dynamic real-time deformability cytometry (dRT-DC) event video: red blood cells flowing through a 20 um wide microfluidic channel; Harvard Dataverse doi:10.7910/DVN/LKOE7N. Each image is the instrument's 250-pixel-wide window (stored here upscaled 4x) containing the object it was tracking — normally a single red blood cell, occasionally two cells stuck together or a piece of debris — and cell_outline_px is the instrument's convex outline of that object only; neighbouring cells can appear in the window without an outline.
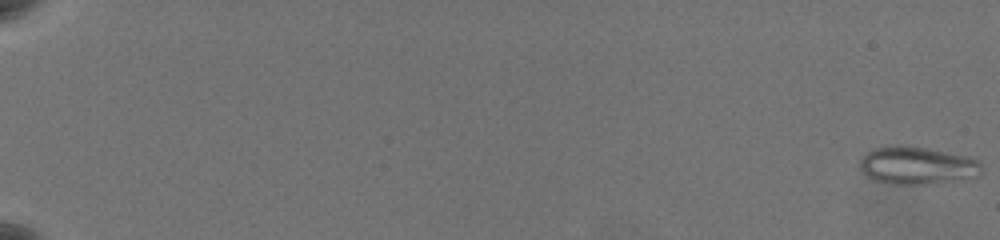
{"species": "common noctule bat (a hibernating species)", "species_latin": "Nyctalus noctula", "temperature_condition": "warm", "stored_images_in_passage": 64, "camera_frame_rate_fps": 3000, "um_per_image_px": 0.085, "animal": {"sex": "female", "body_mass_g": 19.5, "forearm_length_mm": 54.1}, "frame": {"image": 1, "passage_image": 1, "time_ms": 0.0, "image_size_px": [1000, 240], "cell_outline_px": [[980, 176], [928, 184], [892, 184], [872, 180], [860, 172], [860, 160], [868, 152], [876, 148], [924, 148], [968, 156], [976, 160], [980, 164]], "centroid_in_image_um": [77.94, 14.12], "position_along_channel_um": 7.1, "area_um2": 25.89}}
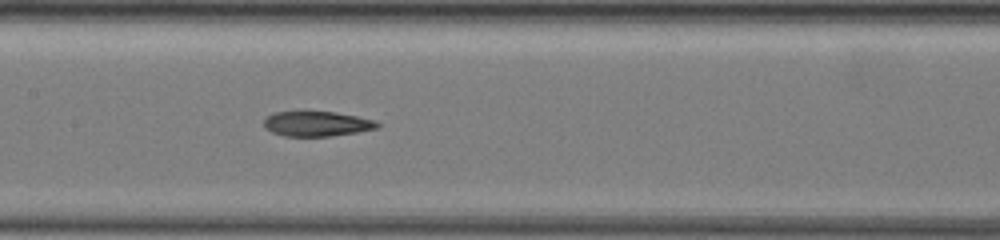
{"frame": {"image": 2, "passage_image": 36, "time_ms": 11.667, "image_size_px": [1000, 240], "cell_outline_px": [[380, 124], [376, 128], [356, 132], [332, 136], [284, 136], [272, 132], [264, 128], [264, 116], [272, 112], [336, 112], [376, 120]], "centroid_in_image_um": [26.88, 10.52], "position_along_channel_um": 180.5, "area_um2": 16.53}}
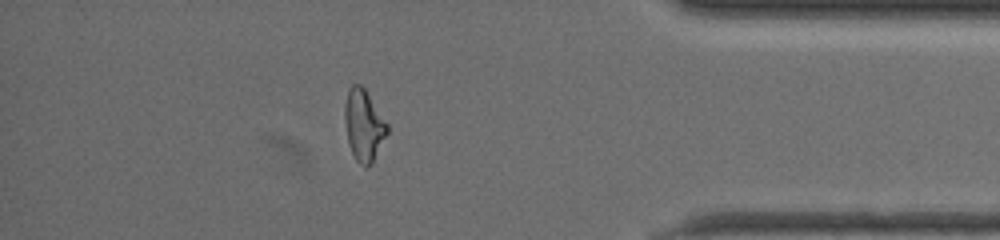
{"frame": {"image": 3, "passage_image": 57, "time_ms": 18.667, "image_size_px": [1000, 240], "cell_outline_px": [[388, 132], [372, 164], [364, 168], [356, 160], [348, 144], [344, 120], [344, 104], [348, 88], [352, 84], [360, 84], [364, 88], [388, 124]], "centroid_in_image_um": [30.9, 10.65], "position_along_channel_um": 404.3, "area_um2": 17.8}, "authors_computed_cell_mechanics": {"area_um2": 18.2648, "velocity_mm_per_s": 3.5447, "shape_relaxation_time_tau1_ms": null, "shape_relaxation_time_tau2_ms": 2.7, "deformation_change_tau1": null, "deformation_change_tau2": 0.0798}}